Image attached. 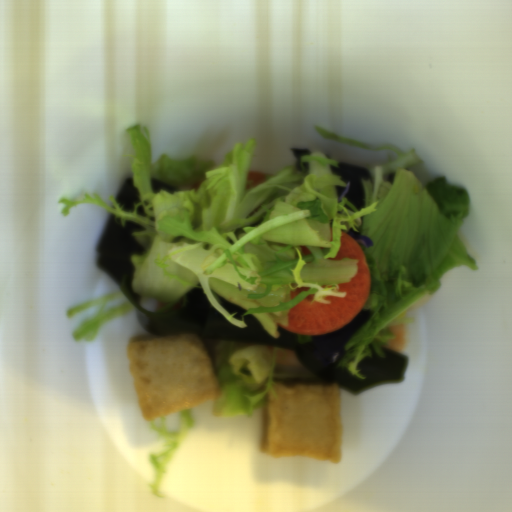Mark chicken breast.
<instances>
[{"label":"chicken breast","instance_id":"cb542c10","mask_svg":"<svg viewBox=\"0 0 512 512\" xmlns=\"http://www.w3.org/2000/svg\"><path fill=\"white\" fill-rule=\"evenodd\" d=\"M276 354L274 373L301 372L304 367L292 350L273 347Z\"/></svg>","mask_w":512,"mask_h":512},{"label":"chicken breast","instance_id":"c9198e5e","mask_svg":"<svg viewBox=\"0 0 512 512\" xmlns=\"http://www.w3.org/2000/svg\"><path fill=\"white\" fill-rule=\"evenodd\" d=\"M407 327L405 324H399L394 327H387L394 334L393 339L389 340L385 347L395 351H403L407 337Z\"/></svg>","mask_w":512,"mask_h":512}]
</instances>
